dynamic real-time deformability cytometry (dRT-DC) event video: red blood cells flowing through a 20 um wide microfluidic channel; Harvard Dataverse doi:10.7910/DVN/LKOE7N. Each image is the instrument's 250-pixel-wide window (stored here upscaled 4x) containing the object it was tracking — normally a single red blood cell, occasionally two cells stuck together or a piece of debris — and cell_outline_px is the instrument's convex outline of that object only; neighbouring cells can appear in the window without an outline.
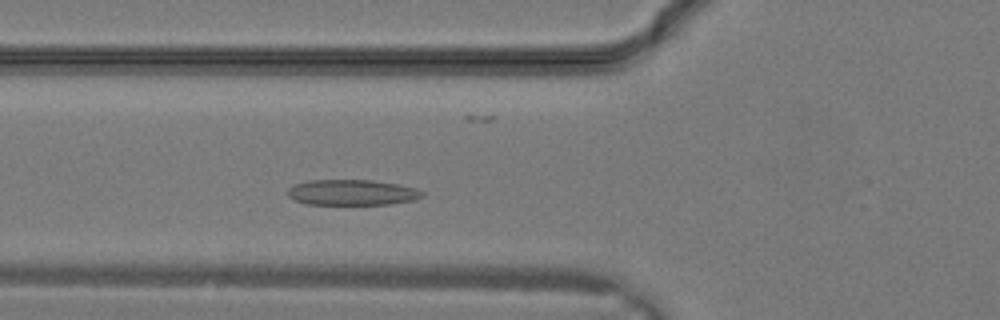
{"species": "common noctule bat (a hibernating species)", "species_latin": "Nyctalus noctula", "temperature_condition": "warm", "stored_images_in_passage": 25, "camera_frame_rate_fps": 3000, "um_per_image_px": 0.085, "animal": {"sex": "male", "body_mass_g": 19.2, "forearm_length_mm": 51.8}, "frame": {"image": 1, "passage_image": 6, "time_ms": 1.667, "image_size_px": [1000, 320], "cell_outline_px": [[424, 196], [412, 200], [388, 204], [308, 204], [296, 200], [288, 196], [288, 188], [296, 184], [308, 180], [372, 180], [396, 184], [416, 188], [424, 192]], "centroid_in_image_um": [29.93, 16.35], "position_along_channel_um": 95.9, "area_um2": 19.88}}
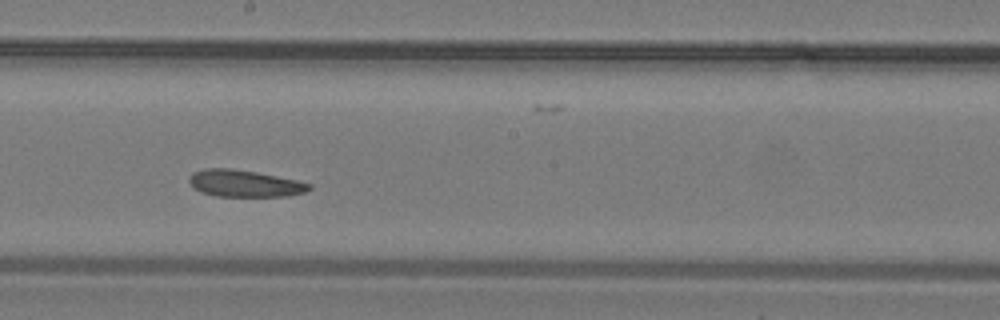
{"frame": {"image": 2, "passage_image": 12, "time_ms": 3.667, "image_size_px": [1000, 320], "cell_outline_px": [[312, 188], [304, 192], [288, 196], [216, 196], [200, 192], [188, 180], [188, 176], [192, 172], [204, 168], [228, 168], [256, 172], [296, 180], [312, 184]], "centroid_in_image_um": [20.77, 15.59], "position_along_channel_um": 227.4, "area_um2": 18.73}}
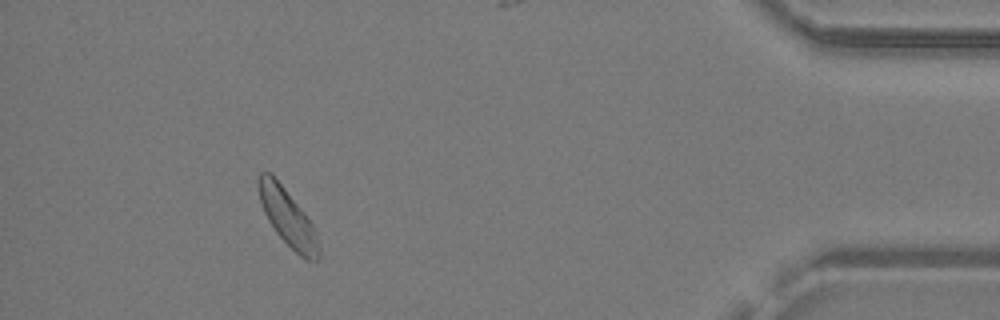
{"frame": {"image": 3, "passage_image": 23, "time_ms": 7.333, "image_size_px": [1000, 320], "cell_outline_px": [[320, 256], [316, 260], [308, 260], [300, 256], [276, 232], [268, 220], [264, 212], [260, 200], [256, 180], [260, 172], [272, 172], [304, 212], [312, 224], [316, 232], [320, 248]], "centroid_in_image_um": [24.44, 18.44], "position_along_channel_um": 410.8, "area_um2": 19.94}}